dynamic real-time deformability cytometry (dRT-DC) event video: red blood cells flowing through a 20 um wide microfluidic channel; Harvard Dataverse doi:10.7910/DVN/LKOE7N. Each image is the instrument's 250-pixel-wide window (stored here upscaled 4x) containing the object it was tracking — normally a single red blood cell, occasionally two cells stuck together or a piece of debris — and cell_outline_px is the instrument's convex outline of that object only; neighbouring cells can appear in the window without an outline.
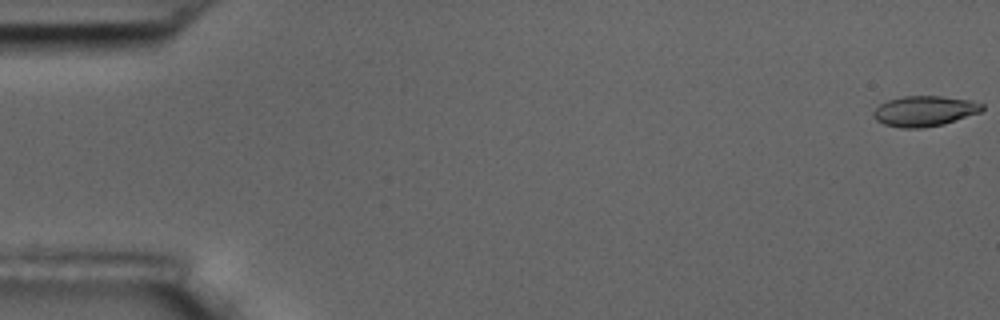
{"species": "common noctule bat (a hibernating species)", "species_latin": "Nyctalus noctula", "temperature_condition": "room temperature", "stored_images_in_passage": 6, "camera_frame_rate_fps": 3000, "um_per_image_px": 0.085, "animal": {"sex": "male", "body_mass_g": 17.5, "forearm_length_mm": 52.3}, "frame": {"image": 1, "passage_image": 1, "time_ms": 0.0, "image_size_px": [1000, 320], "cell_outline_px": [[984, 108], [980, 112], [944, 124], [920, 128], [900, 128], [884, 124], [876, 120], [872, 116], [872, 112], [880, 104], [888, 100], [904, 96], [940, 96], [972, 100], [984, 104]], "centroid_in_image_um": [78.57, 9.44], "position_along_channel_um": 6.4, "area_um2": 19.31}}
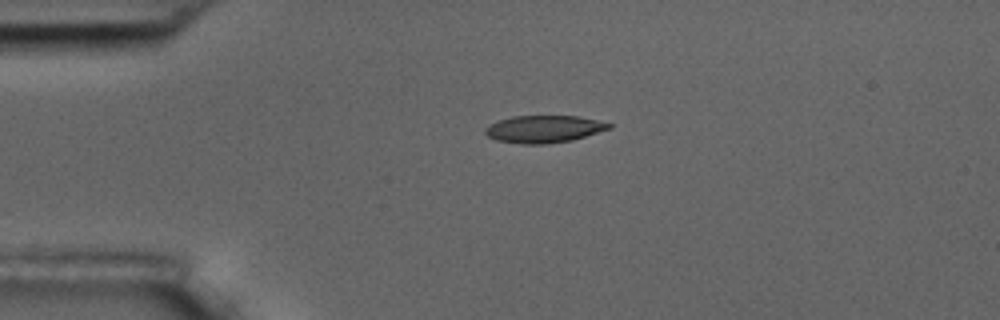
{"frame": {"image": 2, "passage_image": 5, "time_ms": 4.333, "image_size_px": [1000, 320], "cell_outline_px": [[612, 128], [572, 140], [548, 144], [520, 144], [496, 140], [488, 136], [484, 132], [484, 128], [488, 124], [496, 120], [512, 116], [580, 116], [612, 124]], "centroid_in_image_um": [46.18, 10.97], "position_along_channel_um": 38.8, "area_um2": 19.88}}